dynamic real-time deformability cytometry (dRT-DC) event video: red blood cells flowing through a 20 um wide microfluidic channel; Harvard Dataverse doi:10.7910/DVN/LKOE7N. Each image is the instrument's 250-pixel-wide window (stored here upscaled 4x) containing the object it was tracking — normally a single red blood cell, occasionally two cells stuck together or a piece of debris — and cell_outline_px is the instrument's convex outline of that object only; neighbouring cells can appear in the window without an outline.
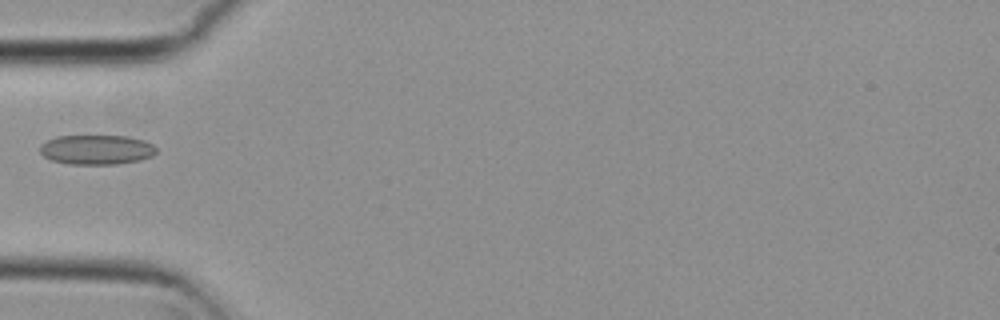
{"species": "common noctule bat (a hibernating species)", "species_latin": "Nyctalus noctula", "temperature_condition": "cold", "stored_images_in_passage": 28, "camera_frame_rate_fps": 3000, "um_per_image_px": 0.085, "animal": {"sex": "female", "body_mass_g": 29.2, "forearm_length_mm": 56.3}, "frame": {"image": 1, "passage_image": 1, "time_ms": 0.0, "image_size_px": [1000, 320], "cell_outline_px": [[156, 152], [152, 156], [140, 160], [116, 164], [68, 164], [52, 160], [44, 156], [40, 152], [40, 144], [56, 136], [128, 136], [144, 140], [152, 144], [156, 148]], "centroid_in_image_um": [8.21, 12.72], "position_along_channel_um": 76.8, "area_um2": 20.11}}
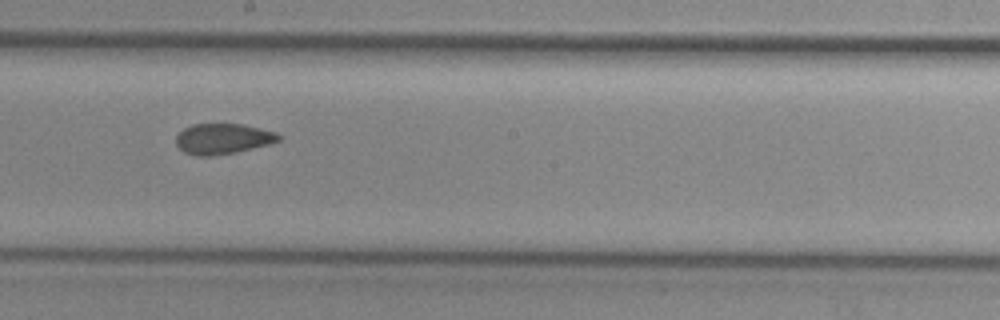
{"frame": {"image": 2, "passage_image": 13, "time_ms": 4.0, "image_size_px": [1000, 320], "cell_outline_px": [[280, 140], [272, 144], [236, 152], [212, 156], [196, 156], [184, 152], [176, 144], [176, 136], [184, 128], [192, 124], [244, 124], [276, 132], [280, 136]], "centroid_in_image_um": [18.96, 11.8], "position_along_channel_um": 229.2, "area_um2": 18.38}}
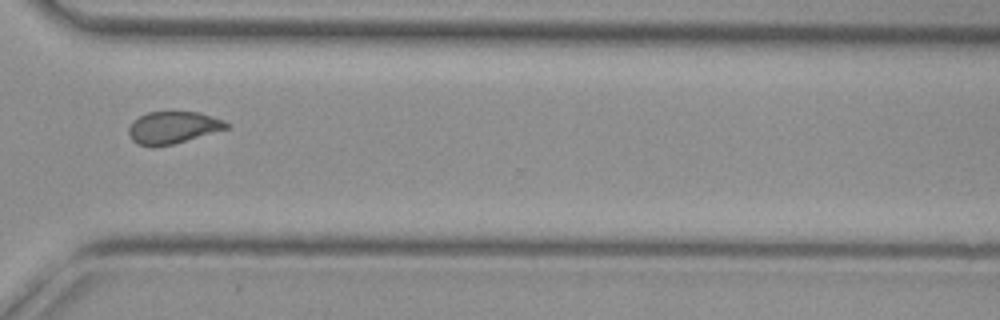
{"frame": {"image": 3, "passage_image": 23, "time_ms": 7.333, "image_size_px": [1000, 320], "cell_outline_px": [[232, 124], [228, 128], [172, 144], [140, 144], [132, 140], [128, 132], [128, 128], [132, 120], [148, 112], [200, 112], [224, 120]], "centroid_in_image_um": [14.73, 10.8], "position_along_channel_um": 355.9, "area_um2": 17.86}}